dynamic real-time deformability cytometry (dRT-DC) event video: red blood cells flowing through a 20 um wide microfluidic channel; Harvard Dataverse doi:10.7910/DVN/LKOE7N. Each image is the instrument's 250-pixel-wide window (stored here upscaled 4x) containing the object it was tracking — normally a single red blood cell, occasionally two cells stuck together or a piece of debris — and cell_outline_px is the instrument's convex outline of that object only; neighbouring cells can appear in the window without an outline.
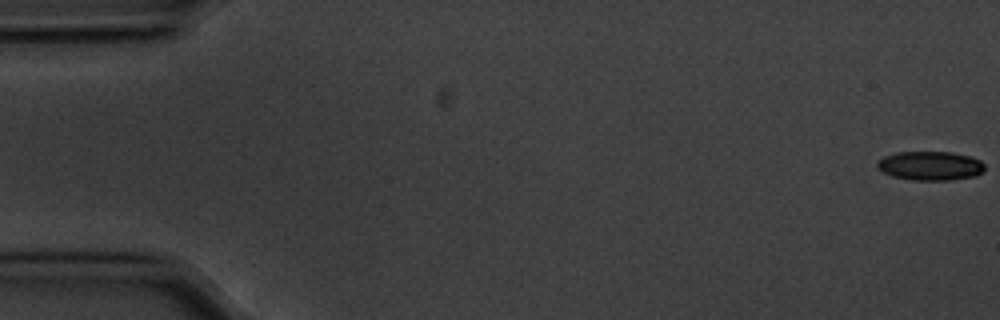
{"species": "common noctule bat (a hibernating species)", "species_latin": "Nyctalus noctula", "temperature_condition": "cold", "stored_images_in_passage": 53, "camera_frame_rate_fps": 3000, "um_per_image_px": 0.085, "animal": {"sex": "male", "body_mass_g": 20.1, "forearm_length_mm": 53.5}, "frame": {"image": 1, "passage_image": 1, "time_ms": 0.0, "image_size_px": [1000, 320], "cell_outline_px": [[984, 172], [976, 176], [952, 180], [912, 180], [892, 176], [876, 168], [876, 164], [884, 156], [896, 152], [952, 152], [968, 156], [980, 160], [984, 164]], "centroid_in_image_um": [79.08, 14.1], "position_along_channel_um": 5.9, "area_um2": 18.26}}
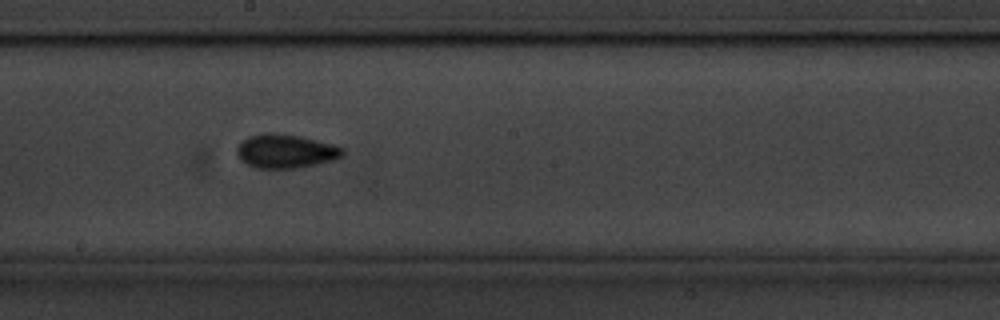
{"frame": {"image": 2, "passage_image": 31, "time_ms": 10.0, "image_size_px": [1000, 320], "cell_outline_px": [[344, 152], [340, 156], [332, 160], [300, 168], [256, 168], [248, 164], [236, 152], [236, 148], [248, 136], [264, 132], [272, 132], [300, 136], [332, 144], [344, 148]], "centroid_in_image_um": [24.28, 12.84], "position_along_channel_um": 223.9, "area_um2": 20.63}}
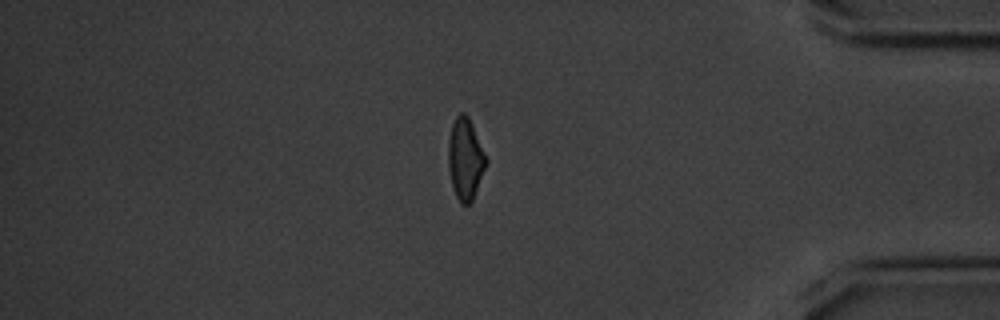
{"frame": {"image": 3, "passage_image": 48, "time_ms": 15.667, "image_size_px": [1000, 320], "cell_outline_px": [[488, 164], [472, 200], [468, 204], [460, 204], [456, 196], [452, 184], [448, 168], [448, 140], [452, 124], [456, 116], [460, 112], [464, 112], [468, 116], [472, 124], [488, 160]], "centroid_in_image_um": [39.56, 13.5], "position_along_channel_um": 395.6, "area_um2": 18.03}, "authors_computed_cell_mechanics": {"area_um2": 18.785, "velocity_mm_per_s": 3.5785, "shape_relaxation_time_tau1_ms": 3.3114, "shape_relaxation_time_tau2_ms": 3.444, "deformation_change_tau1": 0.0954, "deformation_change_tau2": 0.0901}}